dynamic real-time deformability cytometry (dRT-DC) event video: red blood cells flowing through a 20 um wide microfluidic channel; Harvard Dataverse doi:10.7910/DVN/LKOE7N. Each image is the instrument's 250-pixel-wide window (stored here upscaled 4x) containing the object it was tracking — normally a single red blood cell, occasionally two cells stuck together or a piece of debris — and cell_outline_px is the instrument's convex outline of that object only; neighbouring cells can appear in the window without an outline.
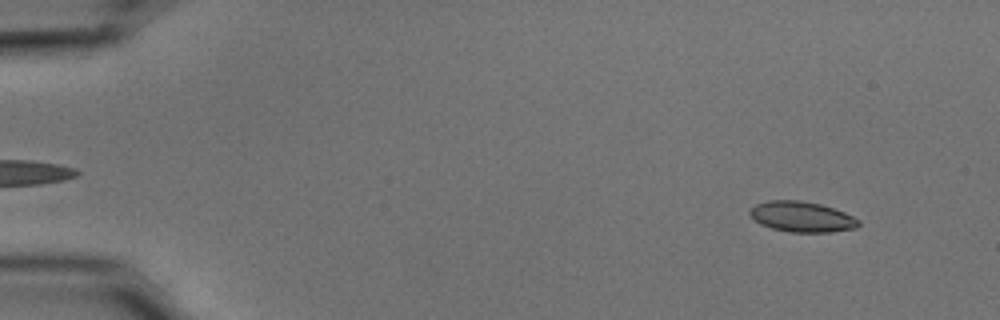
{"species": "common noctule bat (a hibernating species)", "species_latin": "Nyctalus noctula", "temperature_condition": "cold", "stored_images_in_passage": 13, "camera_frame_rate_fps": 3000, "um_per_image_px": 0.085, "animal": {"sex": "male", "body_mass_g": 15.6}, "frame": {"image": 1, "passage_image": 3, "time_ms": 0.667, "image_size_px": [1000, 320], "cell_outline_px": [[860, 224], [856, 228], [832, 232], [788, 232], [772, 228], [760, 224], [748, 212], [756, 204], [768, 200], [800, 200], [820, 204], [844, 212], [860, 220]], "centroid_in_image_um": [68.17, 18.43], "position_along_channel_um": 16.8, "area_um2": 19.25}}
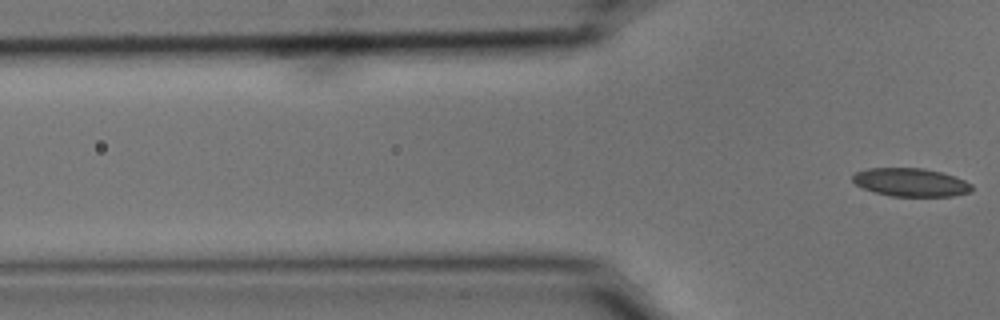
{"frame": {"image": 2, "passage_image": 13, "time_ms": 4.0, "image_size_px": [1000, 320], "cell_outline_px": [[972, 192], [952, 196], [892, 196], [876, 192], [864, 188], [856, 184], [852, 180], [852, 176], [856, 172], [868, 168], [924, 168], [940, 172], [964, 180], [972, 184]], "centroid_in_image_um": [77.42, 15.5], "position_along_channel_um": 48.4, "area_um2": 19.48}}